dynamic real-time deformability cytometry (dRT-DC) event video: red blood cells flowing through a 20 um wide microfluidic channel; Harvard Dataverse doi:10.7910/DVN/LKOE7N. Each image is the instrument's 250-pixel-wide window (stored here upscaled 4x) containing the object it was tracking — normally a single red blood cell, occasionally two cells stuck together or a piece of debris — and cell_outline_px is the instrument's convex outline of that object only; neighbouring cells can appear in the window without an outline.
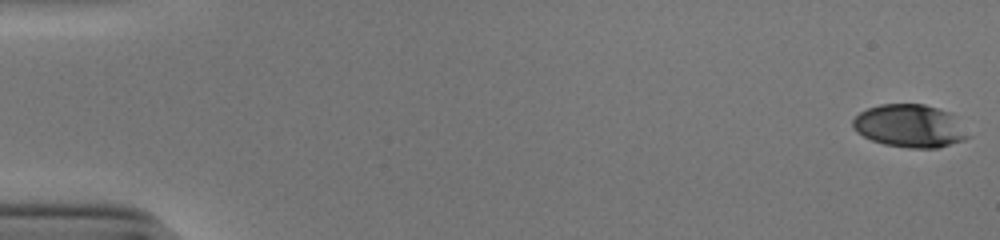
{"species": "human", "species_latin": "Homo sapiens", "temperature_condition": "cold", "stored_images_in_passage": 53, "camera_frame_rate_fps": 3000, "um_per_image_px": 0.085, "donor": {"sex": "male"}, "frame": {"image": 1, "passage_image": 1, "time_ms": 0.0, "image_size_px": [1000, 240], "cell_outline_px": [[972, 136], [964, 140], [936, 148], [908, 148], [884, 144], [872, 140], [856, 132], [852, 124], [852, 120], [860, 112], [868, 108], [880, 104], [924, 104], [952, 112]], "centroid_in_image_um": [77.37, 10.7], "position_along_channel_um": 7.6, "area_um2": 29.02}}
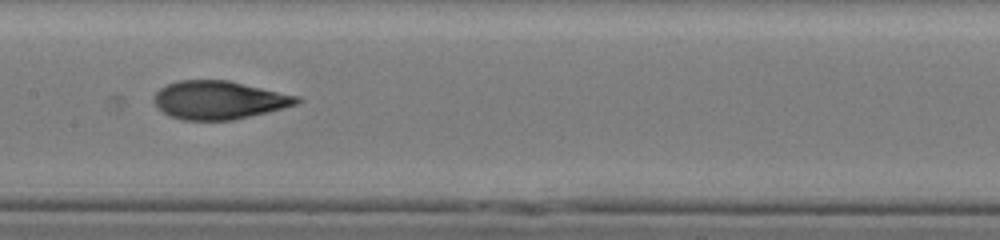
{"frame": {"image": 2, "passage_image": 28, "time_ms": 9.0, "image_size_px": [1000, 240], "cell_outline_px": [[300, 100], [296, 104], [284, 108], [232, 120], [184, 120], [172, 116], [164, 112], [156, 104], [152, 96], [160, 88], [168, 84], [180, 80], [228, 80], [300, 96]], "centroid_in_image_um": [18.62, 8.49], "position_along_channel_um": 188.8, "area_um2": 31.62}}
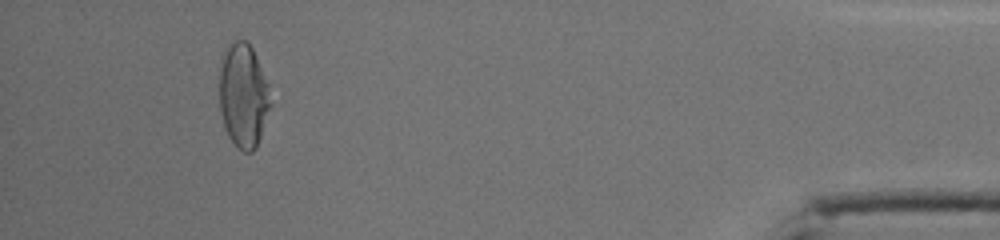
{"frame": {"image": 3, "passage_image": 50, "time_ms": 16.333, "image_size_px": [1000, 240], "cell_outline_px": [[268, 108], [260, 136], [256, 148], [252, 152], [244, 152], [236, 148], [228, 136], [224, 124], [220, 108], [220, 68], [224, 48], [228, 44], [236, 40], [244, 40], [252, 48], [268, 84]], "centroid_in_image_um": [20.64, 8.12], "position_along_channel_um": 414.6, "area_um2": 30.35}, "authors_computed_cell_mechanics": {"area_um2": 31.5588, "velocity_mm_per_s": 3.8986, "shape_relaxation_time_tau1_ms": 6.1695, "shape_relaxation_time_tau2_ms": 1.077, "deformation_change_tau1": 0.2408, "deformation_change_tau2": 0.0721}}